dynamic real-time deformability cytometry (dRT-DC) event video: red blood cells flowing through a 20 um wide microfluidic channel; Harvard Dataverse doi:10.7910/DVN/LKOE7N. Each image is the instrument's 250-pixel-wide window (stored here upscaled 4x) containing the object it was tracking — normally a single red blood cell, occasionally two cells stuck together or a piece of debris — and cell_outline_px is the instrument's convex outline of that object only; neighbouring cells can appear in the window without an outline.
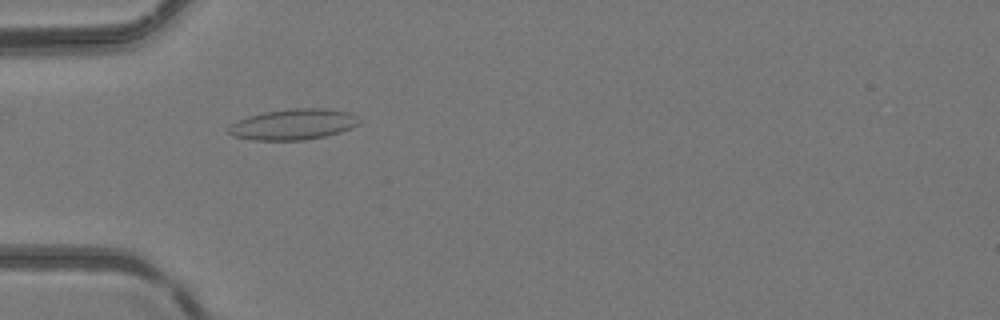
{"species": "common noctule bat (a hibernating species)", "species_latin": "Nyctalus noctula", "temperature_condition": "room temperature", "stored_images_in_passage": 6, "camera_frame_rate_fps": 3000, "um_per_image_px": 0.085, "animal": {"sex": "female", "body_mass_g": 24.6, "forearm_length_mm": 56.2}, "frame": {"image": 1, "passage_image": 5, "time_ms": 4.667, "image_size_px": [1000, 320], "cell_outline_px": [[360, 124], [352, 128], [340, 132], [324, 136], [304, 140], [252, 140], [232, 136], [228, 132], [228, 124], [236, 120], [248, 116], [264, 112], [292, 108], [324, 108], [352, 112], [356, 116]], "centroid_in_image_um": [24.91, 10.56], "position_along_channel_um": 60.1, "area_um2": 23.7}}
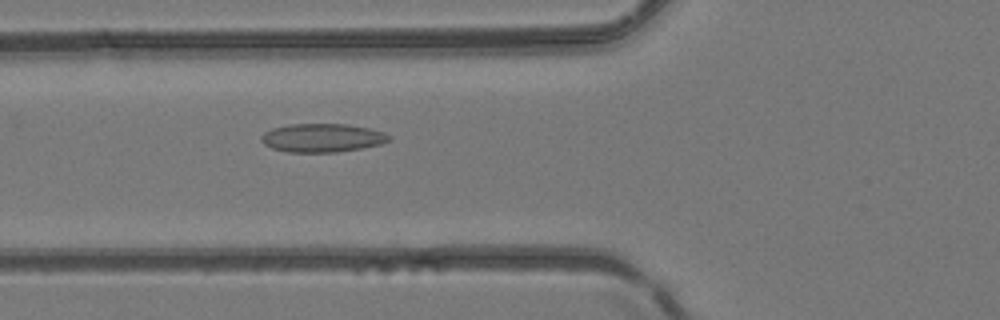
{"frame": {"image": 2, "passage_image": 6, "time_ms": 5.667, "image_size_px": [1000, 320], "cell_outline_px": [[392, 140], [380, 144], [360, 148], [336, 152], [288, 152], [272, 148], [264, 144], [260, 140], [260, 136], [264, 132], [272, 128], [288, 124], [348, 124], [372, 128], [384, 132], [392, 136]], "centroid_in_image_um": [27.4, 11.7], "position_along_channel_um": 98.4, "area_um2": 21.44}}